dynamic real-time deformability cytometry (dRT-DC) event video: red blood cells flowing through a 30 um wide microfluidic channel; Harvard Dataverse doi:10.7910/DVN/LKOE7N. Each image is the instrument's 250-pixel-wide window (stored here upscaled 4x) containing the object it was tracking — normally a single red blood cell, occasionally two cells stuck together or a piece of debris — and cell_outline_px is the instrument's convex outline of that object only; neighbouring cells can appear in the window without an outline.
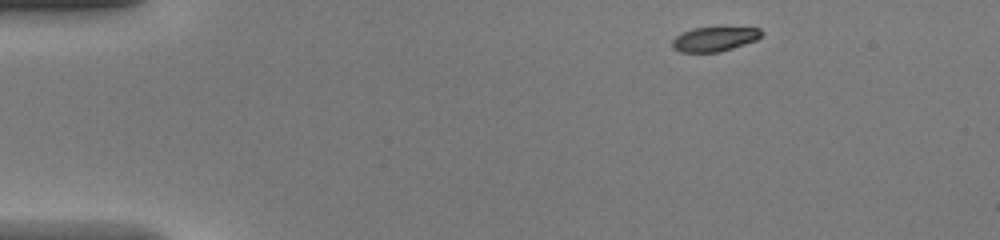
{"species": "common noctule bat (a hibernating species)", "species_latin": "Nyctalus noctula", "temperature_condition": "warm", "stored_images_in_passage": 41, "camera_frame_rate_fps": 3000, "um_per_image_px": 0.085, "animal": {"sex": "female", "body_mass_g": 20.0, "forearm_length_mm": 54.0}, "frame": {"image": 1, "passage_image": 1, "time_ms": 0.0, "image_size_px": [1000, 240], "cell_outline_px": [[764, 32], [756, 40], [720, 52], [680, 52], [672, 48], [672, 40], [676, 36], [692, 28], [760, 28]], "centroid_in_image_um": [60.71, 3.33], "position_along_channel_um": 24.3, "area_um2": 12.54}}
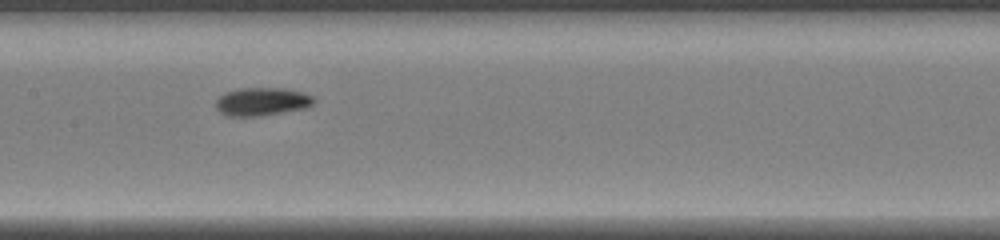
{"frame": {"image": 2, "passage_image": 18, "time_ms": 5.667, "image_size_px": [1000, 240], "cell_outline_px": [[316, 100], [312, 104], [304, 108], [260, 116], [228, 116], [220, 112], [216, 108], [216, 100], [224, 92], [240, 88], [284, 88], [300, 92], [312, 96]], "centroid_in_image_um": [22.23, 8.63], "position_along_channel_um": 185.2, "area_um2": 15.95}}
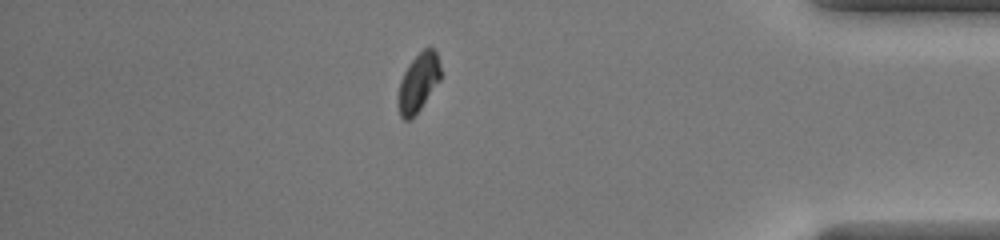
{"frame": {"image": 3, "passage_image": 35, "time_ms": 11.333, "image_size_px": [1000, 240], "cell_outline_px": [[440, 80], [420, 108], [408, 120], [404, 120], [400, 116], [396, 104], [396, 100], [400, 80], [408, 64], [424, 48], [432, 48], [436, 52], [440, 64]], "centroid_in_image_um": [35.52, 7.02], "position_along_channel_um": 399.7, "area_um2": 14.39}}